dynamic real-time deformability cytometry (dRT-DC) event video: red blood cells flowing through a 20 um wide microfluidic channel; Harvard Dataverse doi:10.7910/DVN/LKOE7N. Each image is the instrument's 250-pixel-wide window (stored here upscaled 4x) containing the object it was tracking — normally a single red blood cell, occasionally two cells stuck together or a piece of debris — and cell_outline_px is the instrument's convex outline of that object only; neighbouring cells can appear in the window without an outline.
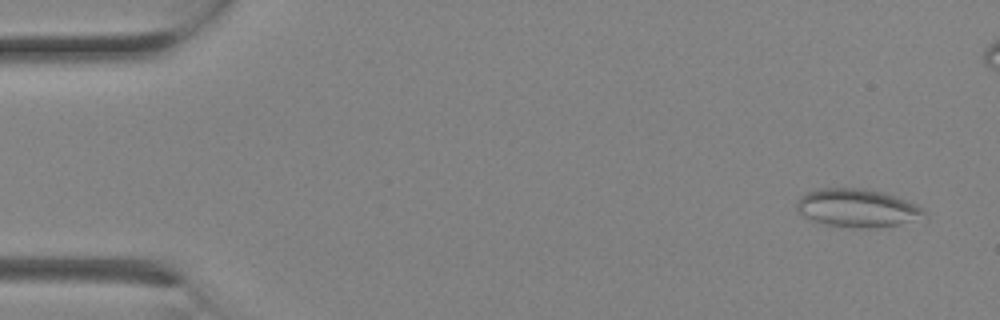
{"species": "Egyptian fruit bat (a non-hibernating species)", "species_latin": "Rousettus aegyptiacus", "temperature_condition": "room temperature", "stored_images_in_passage": 5, "camera_frame_rate_fps": 3000, "um_per_image_px": 0.085, "animal": {"sex": "female"}, "frame": {"image": 1, "passage_image": 1, "time_ms": 0.0, "image_size_px": [1000, 320], "cell_outline_px": [[928, 216], [900, 224], [880, 228], [852, 228], [828, 224], [812, 220], [800, 212], [796, 208], [796, 204], [800, 196], [808, 192], [820, 188], [864, 188], [896, 196], [916, 204], [924, 208], [928, 212]], "centroid_in_image_um": [72.92, 17.69], "position_along_channel_um": 12.1, "area_um2": 28.44}}